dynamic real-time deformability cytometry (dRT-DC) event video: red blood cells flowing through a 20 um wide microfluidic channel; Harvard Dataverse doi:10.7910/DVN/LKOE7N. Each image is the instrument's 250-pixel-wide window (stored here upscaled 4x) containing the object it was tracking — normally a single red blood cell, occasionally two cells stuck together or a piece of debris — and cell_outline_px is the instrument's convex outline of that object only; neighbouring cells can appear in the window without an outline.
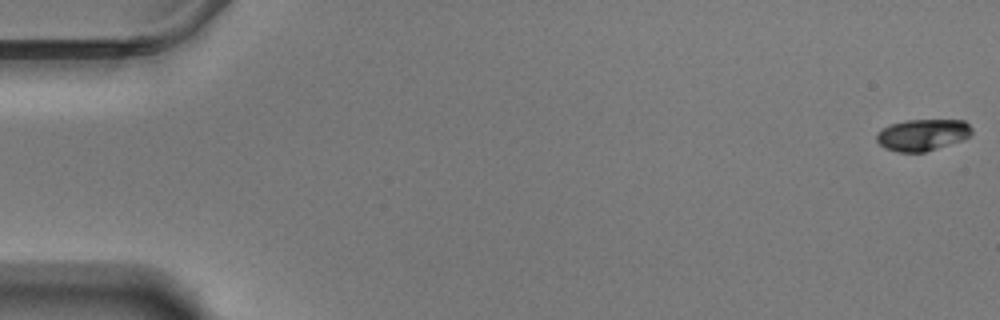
{"species": "Egyptian fruit bat (a non-hibernating species)", "species_latin": "Rousettus aegyptiacus", "temperature_condition": "warm", "stored_images_in_passage": 59, "camera_frame_rate_fps": 3000, "um_per_image_px": 0.085, "animal": {"sex": "male"}, "frame": {"image": 1, "passage_image": 1, "time_ms": 0.0, "image_size_px": [1000, 320], "cell_outline_px": [[972, 132], [968, 136], [960, 140], [924, 152], [900, 152], [884, 148], [876, 140], [876, 136], [884, 128], [892, 124], [904, 120], [964, 120], [972, 128]], "centroid_in_image_um": [78.4, 11.45], "position_along_channel_um": 6.6, "area_um2": 17.17}}
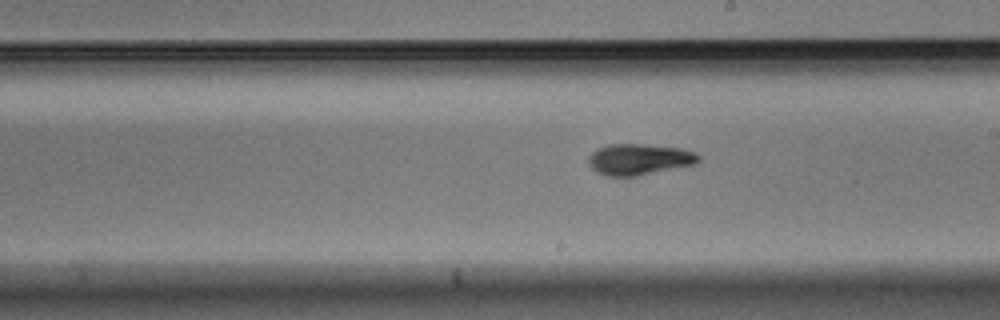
{"frame": {"image": 2, "passage_image": 34, "time_ms": 11.0, "image_size_px": [1000, 320], "cell_outline_px": [[700, 160], [696, 164], [636, 176], [608, 176], [596, 172], [588, 164], [588, 156], [592, 152], [608, 144], [644, 144], [684, 148], [696, 152], [700, 156]], "centroid_in_image_um": [54.35, 13.54], "position_along_channel_um": 234.6, "area_um2": 20.11}}
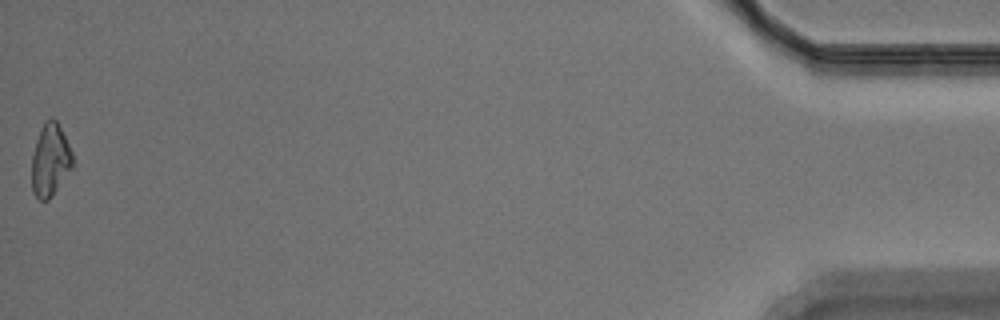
{"frame": {"image": 3, "passage_image": 59, "time_ms": 19.333, "image_size_px": [1000, 320], "cell_outline_px": [[72, 168], [52, 196], [48, 200], [40, 200], [32, 192], [32, 156], [36, 140], [44, 124], [52, 116], [56, 120], [72, 152]], "centroid_in_image_um": [4.26, 13.64], "position_along_channel_um": 430.9, "area_um2": 16.94}, "authors_computed_cell_mechanics": {"area_um2": 18.2648, "velocity_mm_per_s": 3.4866, "shape_relaxation_time_tau1_ms": 5.2557, "shape_relaxation_time_tau2_ms": 4.4906, "deformation_change_tau1": 0.1406, "deformation_change_tau2": 0.0936}}